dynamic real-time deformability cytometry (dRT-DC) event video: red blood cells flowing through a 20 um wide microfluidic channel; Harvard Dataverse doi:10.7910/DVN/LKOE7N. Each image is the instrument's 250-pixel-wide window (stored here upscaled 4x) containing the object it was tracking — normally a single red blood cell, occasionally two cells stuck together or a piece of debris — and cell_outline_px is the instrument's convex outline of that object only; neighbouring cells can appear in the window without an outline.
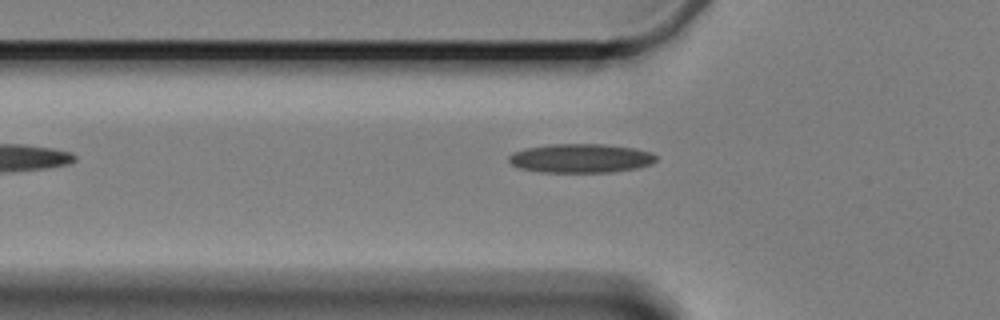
{"species": "Egyptian fruit bat (a non-hibernating species)", "species_latin": "Rousettus aegyptiacus", "temperature_condition": "cold", "stored_images_in_passage": 5, "camera_frame_rate_fps": 3000, "um_per_image_px": 0.085, "animal": {"sex": "female"}, "frame": {"image": 1, "passage_image": 5, "time_ms": 4.333, "image_size_px": [1000, 320], "cell_outline_px": [[656, 160], [652, 164], [636, 168], [608, 172], [544, 172], [520, 168], [512, 164], [508, 160], [508, 156], [512, 152], [524, 148], [548, 144], [604, 144], [632, 148], [652, 152], [656, 156]], "centroid_in_image_um": [49.34, 13.44], "position_along_channel_um": 76.5, "area_um2": 24.85}}